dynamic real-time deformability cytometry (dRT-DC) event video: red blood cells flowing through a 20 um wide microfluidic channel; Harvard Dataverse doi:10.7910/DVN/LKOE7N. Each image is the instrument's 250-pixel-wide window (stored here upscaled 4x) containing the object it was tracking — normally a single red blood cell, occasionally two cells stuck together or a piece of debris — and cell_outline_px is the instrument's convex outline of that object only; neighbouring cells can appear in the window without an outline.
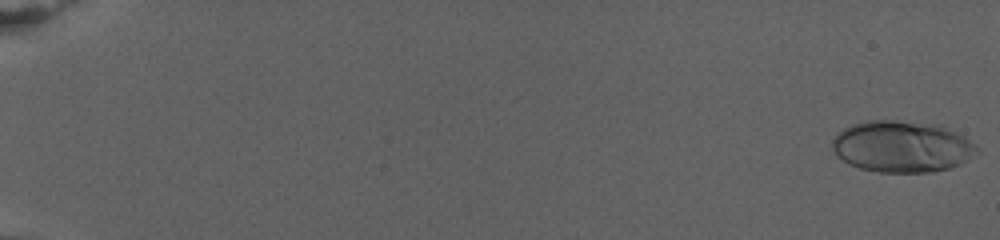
{"species": "human", "species_latin": "Homo sapiens", "temperature_condition": "warm", "stored_images_in_passage": 104, "camera_frame_rate_fps": 3000, "um_per_image_px": 0.085, "donor": {"sex": "female"}, "frame": {"image": 1, "passage_image": 1, "time_ms": 0.0, "image_size_px": [1000, 240], "cell_outline_px": [[980, 152], [948, 168], [932, 172], [880, 172], [860, 168], [848, 164], [832, 148], [832, 140], [836, 132], [852, 124], [868, 120], [892, 120], [940, 124], [964, 136], [976, 144], [980, 148]], "centroid_in_image_um": [76.67, 12.44], "position_along_channel_um": 8.3, "area_um2": 43.41}}
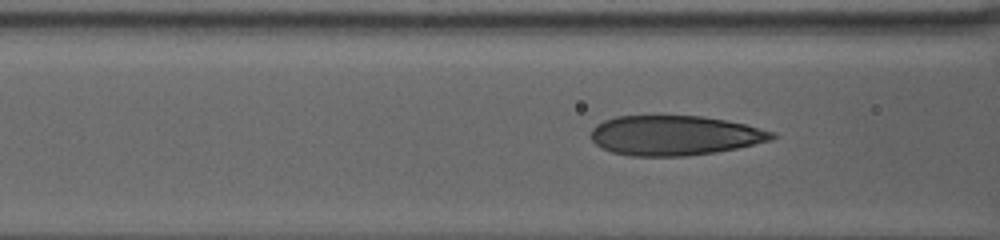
{"frame": {"image": 2, "passage_image": 49, "time_ms": 11.333, "image_size_px": [1000, 240], "cell_outline_px": [[776, 136], [772, 140], [736, 148], [716, 152], [688, 156], [632, 156], [612, 152], [600, 148], [592, 140], [592, 128], [596, 124], [604, 120], [616, 116], [704, 116], [744, 124], [772, 132]], "centroid_in_image_um": [57.3, 11.52], "position_along_channel_um": 109.3, "area_um2": 41.85}}
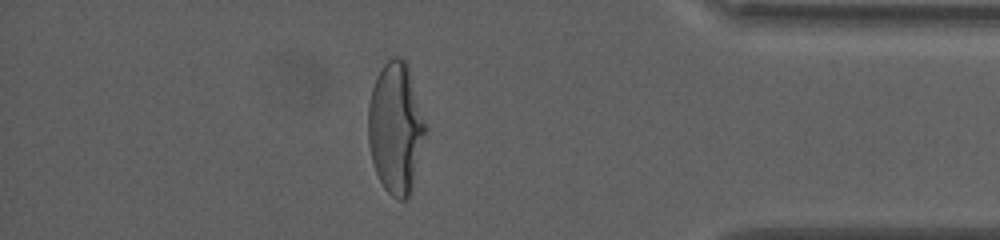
{"frame": {"image": 3, "passage_image": 85, "time_ms": 23.0, "image_size_px": [1000, 240], "cell_outline_px": [[428, 128], [412, 192], [404, 200], [396, 200], [384, 188], [376, 172], [372, 160], [368, 144], [368, 104], [372, 88], [376, 76], [384, 64], [392, 56], [400, 56], [408, 64]], "centroid_in_image_um": [33.66, 10.88], "position_along_channel_um": 401.5, "area_um2": 44.56}, "authors_computed_cell_mechanics": {"area_um2": 41.5004, "velocity_mm_per_s": 2.7216, "shape_relaxation_time_tau1_ms": 7.8584, "shape_relaxation_time_tau2_ms": null, "deformation_change_tau1": 0.2661, "deformation_change_tau2": null}}